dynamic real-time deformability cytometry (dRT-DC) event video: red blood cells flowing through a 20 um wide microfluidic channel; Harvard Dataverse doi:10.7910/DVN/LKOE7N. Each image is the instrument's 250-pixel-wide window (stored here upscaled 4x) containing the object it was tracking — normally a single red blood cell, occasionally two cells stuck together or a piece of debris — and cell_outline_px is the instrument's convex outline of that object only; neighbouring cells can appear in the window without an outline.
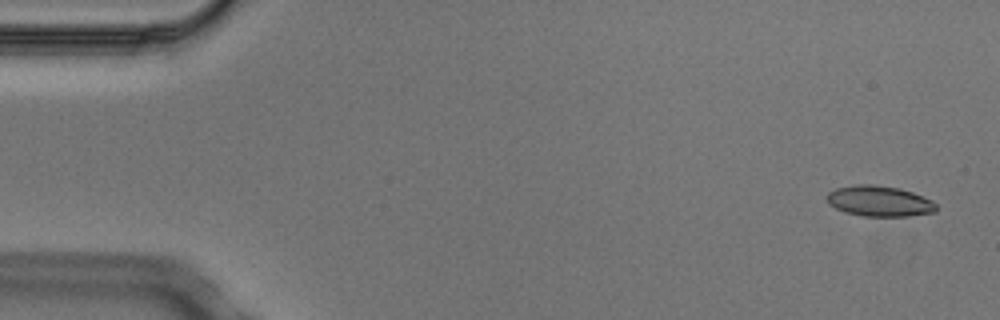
{"species": "Egyptian fruit bat (a non-hibernating species)", "species_latin": "Rousettus aegyptiacus", "temperature_condition": "cold", "stored_images_in_passage": 7, "camera_frame_rate_fps": 3000, "um_per_image_px": 0.085, "animal": {"sex": "male"}, "frame": {"image": 1, "passage_image": 1, "time_ms": 0.0, "image_size_px": [1000, 320], "cell_outline_px": [[936, 212], [908, 216], [864, 216], [844, 212], [828, 204], [828, 192], [836, 188], [856, 184], [872, 184], [900, 188], [912, 192], [932, 200], [936, 204]], "centroid_in_image_um": [74.75, 17.09], "position_along_channel_um": 10.3, "area_um2": 19.54}}
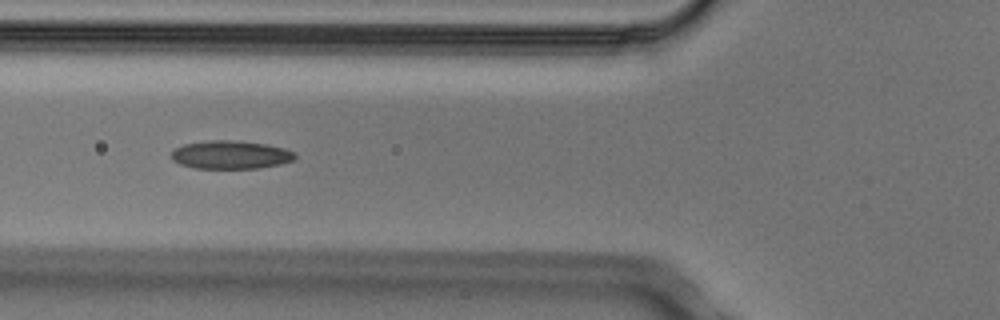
{"frame": {"image": 2, "passage_image": 5, "time_ms": 1.333, "image_size_px": [1000, 320], "cell_outline_px": [[296, 156], [292, 160], [280, 164], [256, 168], [196, 168], [180, 164], [172, 160], [172, 152], [176, 148], [184, 144], [212, 140], [240, 140], [268, 144], [284, 148], [296, 152]], "centroid_in_image_um": [19.63, 13.14], "position_along_channel_um": 106.2, "area_um2": 20.35}}
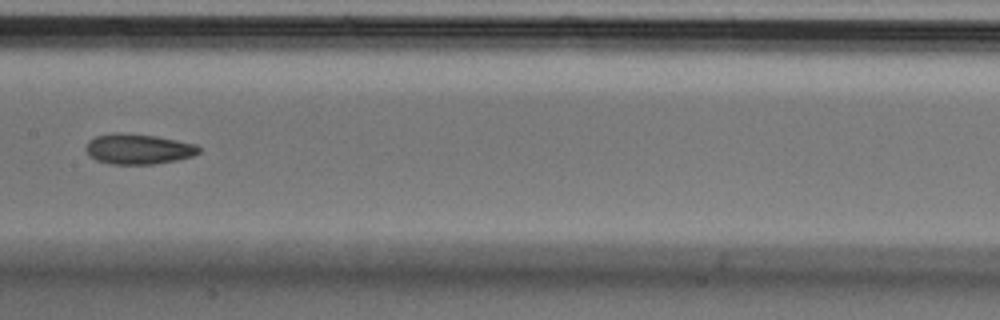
{"frame": {"image": 3, "passage_image": 7, "time_ms": 2.0, "image_size_px": [1000, 320], "cell_outline_px": [[200, 152], [192, 156], [176, 160], [156, 164], [112, 164], [96, 160], [88, 156], [84, 148], [88, 140], [96, 136], [112, 132], [120, 132], [156, 136], [196, 144], [200, 148]], "centroid_in_image_um": [11.71, 12.66], "position_along_channel_um": 195.7, "area_um2": 20.17}}